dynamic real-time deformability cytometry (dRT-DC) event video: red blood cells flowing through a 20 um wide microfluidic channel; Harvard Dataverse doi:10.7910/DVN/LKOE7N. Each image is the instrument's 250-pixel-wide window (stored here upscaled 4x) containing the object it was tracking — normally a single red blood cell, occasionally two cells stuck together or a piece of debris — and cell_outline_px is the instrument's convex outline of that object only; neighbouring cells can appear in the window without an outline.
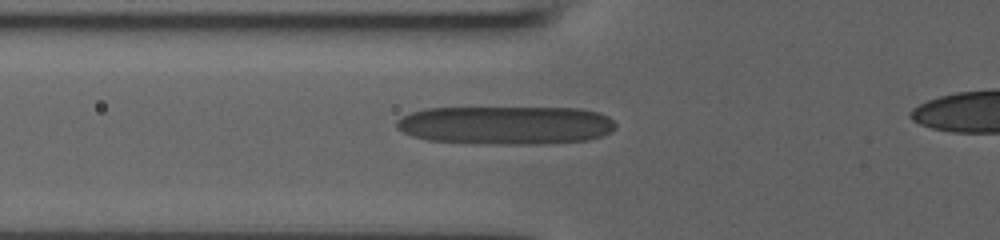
{"species": "human", "species_latin": "Homo sapiens", "temperature_condition": "room temperature", "stored_images_in_passage": 39, "camera_frame_rate_fps": 3000, "um_per_image_px": 0.085, "donor": {"sex": "male"}, "frame": {"image": 1, "passage_image": 12, "time_ms": 3.667, "image_size_px": [1000, 240], "cell_outline_px": [[616, 128], [600, 136], [588, 140], [536, 144], [500, 144], [428, 140], [412, 136], [396, 128], [396, 120], [412, 112], [428, 108], [580, 108], [600, 112], [608, 116], [616, 124]], "centroid_in_image_um": [43.02, 10.63], "position_along_channel_um": 82.8, "area_um2": 48.96}}
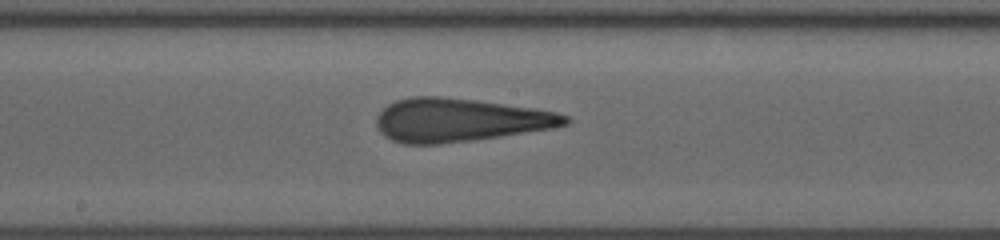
{"frame": {"image": 2, "passage_image": 21, "time_ms": 6.667, "image_size_px": [1000, 240], "cell_outline_px": [[572, 120], [568, 124], [552, 128], [476, 140], [440, 144], [404, 144], [392, 140], [384, 136], [376, 128], [376, 116], [388, 104], [396, 100], [412, 96], [440, 96], [476, 100], [532, 108], [556, 112], [568, 116]], "centroid_in_image_um": [39.03, 10.21], "position_along_channel_um": 209.2, "area_um2": 47.86}}
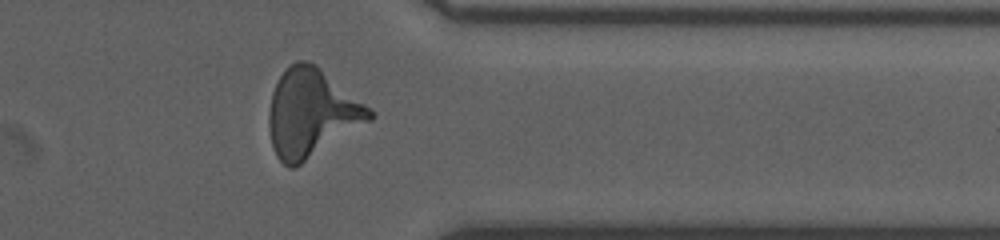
{"frame": {"image": 3, "passage_image": 34, "time_ms": 11.0, "image_size_px": [1000, 240], "cell_outline_px": [[376, 116], [372, 120], [296, 168], [288, 168], [276, 156], [272, 144], [268, 128], [268, 112], [272, 92], [280, 76], [296, 60], [308, 60], [316, 64], [372, 108], [376, 112]], "centroid_in_image_um": [26.5, 9.63], "position_along_channel_um": 384.9, "area_um2": 52.08}}